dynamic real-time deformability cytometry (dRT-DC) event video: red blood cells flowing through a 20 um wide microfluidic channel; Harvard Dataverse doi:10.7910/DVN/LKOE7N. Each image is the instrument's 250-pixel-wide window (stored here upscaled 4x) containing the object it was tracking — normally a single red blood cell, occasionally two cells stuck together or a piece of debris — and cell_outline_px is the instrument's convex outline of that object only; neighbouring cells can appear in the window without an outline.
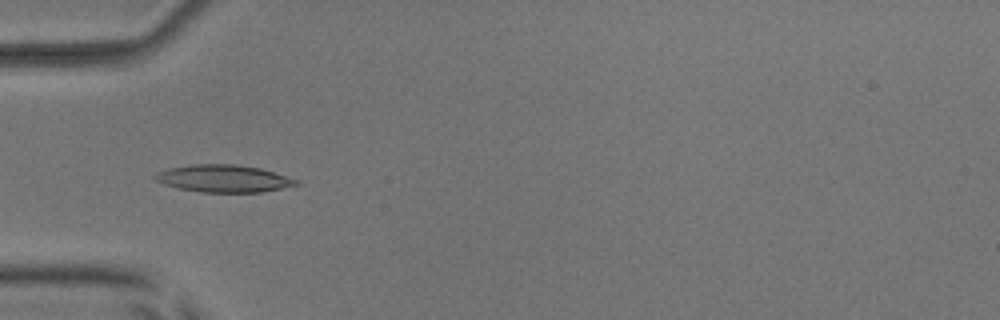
{"species": "common noctule bat (a hibernating species)", "species_latin": "Nyctalus noctula", "temperature_condition": "room temperature", "stored_images_in_passage": 53, "camera_frame_rate_fps": 3000, "um_per_image_px": 0.085, "animal": {"sex": "male", "body_mass_g": 17.9, "forearm_length_mm": 54.2}, "frame": {"image": 1, "passage_image": 18, "time_ms": 5.667, "image_size_px": [1000, 320], "cell_outline_px": [[300, 184], [260, 192], [200, 192], [180, 188], [164, 184], [156, 180], [152, 176], [156, 172], [168, 168], [192, 164], [236, 164], [260, 168], [300, 180]], "centroid_in_image_um": [18.99, 15.16], "position_along_channel_um": 66.0, "area_um2": 22.43}}
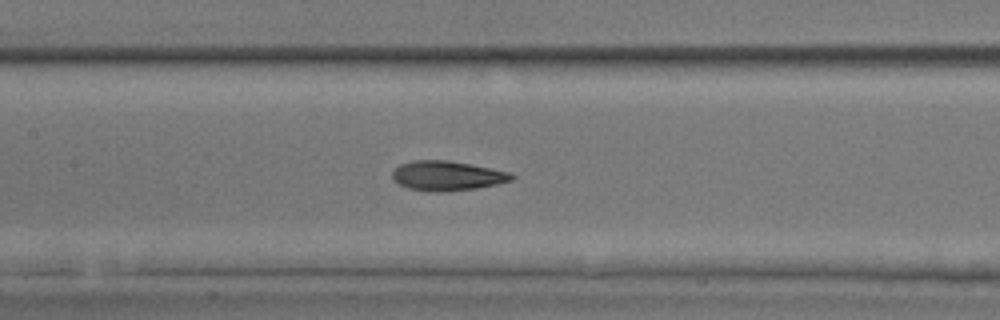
{"frame": {"image": 2, "passage_image": 26, "time_ms": 8.333, "image_size_px": [1000, 320], "cell_outline_px": [[516, 176], [512, 180], [496, 184], [476, 188], [444, 192], [432, 192], [408, 188], [400, 184], [392, 176], [392, 172], [400, 164], [412, 160], [448, 160], [512, 172]], "centroid_in_image_um": [38.03, 14.94], "position_along_channel_um": 169.4, "area_um2": 20.58}}
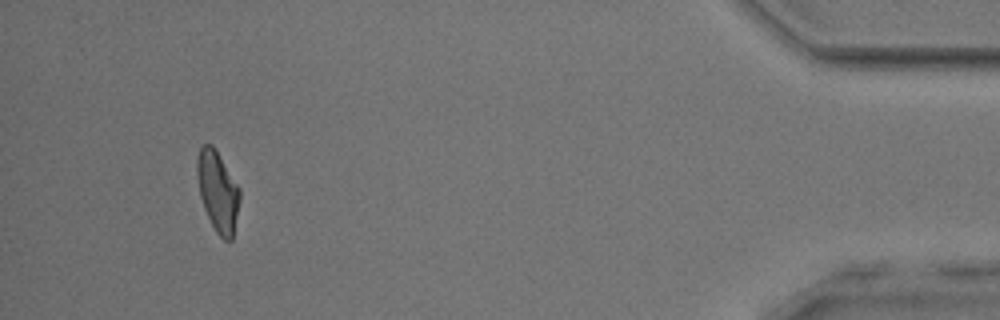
{"frame": {"image": 3, "passage_image": 50, "time_ms": 16.333, "image_size_px": [1000, 320], "cell_outline_px": [[240, 200], [232, 240], [224, 240], [216, 232], [204, 208], [200, 196], [196, 172], [196, 160], [200, 148], [204, 144], [212, 144], [240, 188]], "centroid_in_image_um": [18.51, 16.26], "position_along_channel_um": 416.7, "area_um2": 19.88}, "authors_computed_cell_mechanics": {"area_um2": 20.6346, "velocity_mm_per_s": 3.9392, "shape_relaxation_time_tau1_ms": 3.0076, "shape_relaxation_time_tau2_ms": 1.5869, "deformation_change_tau1": 0.1572, "deformation_change_tau2": 0.0898}}